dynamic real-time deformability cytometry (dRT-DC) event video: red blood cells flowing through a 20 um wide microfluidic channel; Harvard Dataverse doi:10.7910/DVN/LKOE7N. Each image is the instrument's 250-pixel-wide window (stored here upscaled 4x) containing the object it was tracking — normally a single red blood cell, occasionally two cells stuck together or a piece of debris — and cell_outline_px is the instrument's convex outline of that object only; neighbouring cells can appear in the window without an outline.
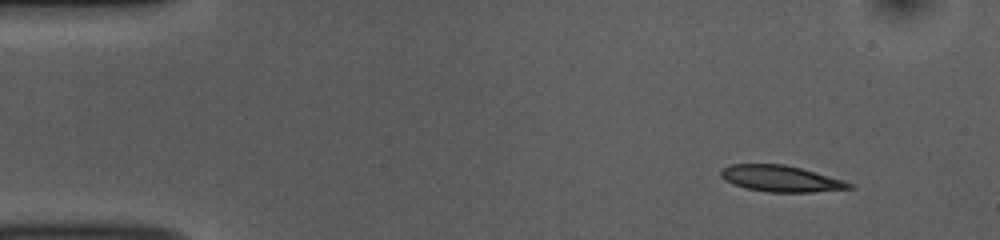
{"species": "common noctule bat (a hibernating species)", "species_latin": "Nyctalus noctula", "temperature_condition": "room temperature", "stored_images_in_passage": 51, "camera_frame_rate_fps": 3000, "um_per_image_px": 0.085, "animal": {"sex": "female", "body_mass_g": 10.0, "forearm_length_mm": 53.1}, "frame": {"image": 1, "passage_image": 4, "time_ms": 1.0, "image_size_px": [1000, 240], "cell_outline_px": [[856, 188], [812, 192], [768, 192], [748, 188], [732, 184], [720, 176], [720, 168], [732, 164], [784, 164], [800, 168], [844, 180], [856, 184]], "centroid_in_image_um": [66.4, 15.18], "position_along_channel_um": 18.6, "area_um2": 19.71}}
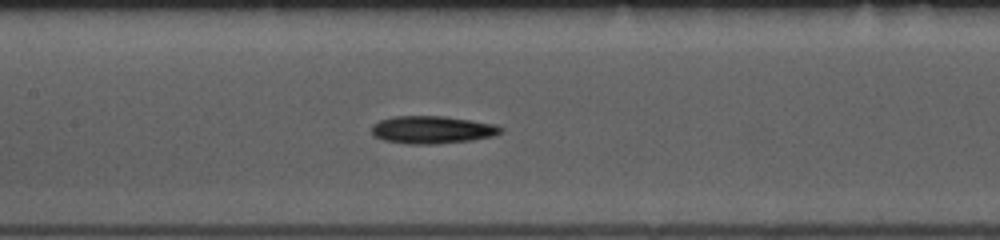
{"frame": {"image": 2, "passage_image": 23, "time_ms": 7.333, "image_size_px": [1000, 240], "cell_outline_px": [[504, 128], [500, 132], [492, 136], [472, 140], [436, 144], [408, 144], [384, 140], [376, 136], [372, 132], [372, 124], [380, 120], [392, 116], [444, 116], [496, 124]], "centroid_in_image_um": [36.73, 11.02], "position_along_channel_um": 170.7, "area_um2": 20.75}}
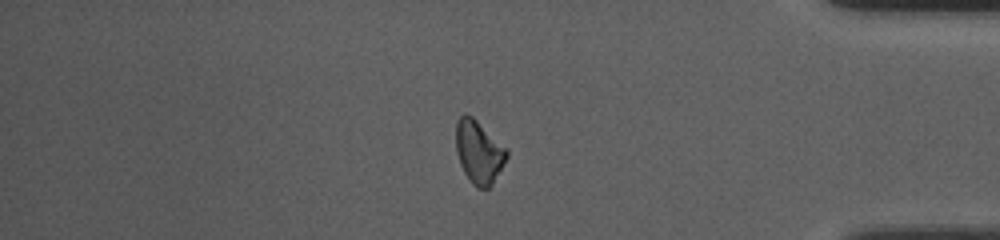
{"frame": {"image": 3, "passage_image": 43, "time_ms": 14.0, "image_size_px": [1000, 240], "cell_outline_px": [[508, 156], [492, 184], [488, 188], [476, 188], [468, 180], [460, 164], [456, 152], [456, 124], [460, 116], [464, 112], [472, 116], [508, 148]], "centroid_in_image_um": [40.7, 12.91], "position_along_channel_um": 394.5, "area_um2": 18.79}, "authors_computed_cell_mechanics": {"area_um2": 19.4208, "velocity_mm_per_s": 3.7908, "shape_relaxation_time_tau1_ms": 3.7336, "shape_relaxation_time_tau2_ms": null, "deformation_change_tau1": 0.1104, "deformation_change_tau2": null}}